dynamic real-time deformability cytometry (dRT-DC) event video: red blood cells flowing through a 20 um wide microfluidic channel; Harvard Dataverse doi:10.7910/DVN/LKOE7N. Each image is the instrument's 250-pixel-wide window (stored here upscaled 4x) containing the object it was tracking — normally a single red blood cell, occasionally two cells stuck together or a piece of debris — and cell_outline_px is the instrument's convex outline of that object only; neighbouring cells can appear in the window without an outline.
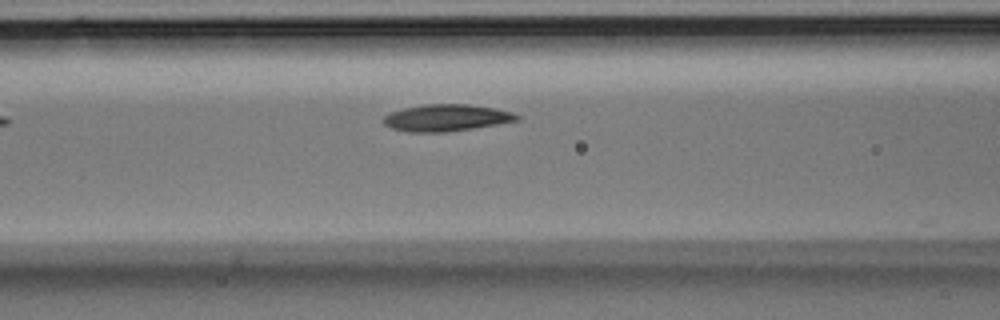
{"species": "Egyptian fruit bat (a non-hibernating species)", "species_latin": "Rousettus aegyptiacus", "temperature_condition": "room temperature", "stored_images_in_passage": 4, "camera_frame_rate_fps": 3000, "um_per_image_px": 0.085, "animal": {"sex": "male"}, "frame": {"image": 1, "passage_image": 4, "time_ms": 1.0, "image_size_px": [1000, 320], "cell_outline_px": [[520, 120], [472, 128], [444, 132], [408, 132], [392, 128], [384, 124], [384, 116], [392, 112], [404, 108], [424, 104], [468, 104], [496, 108], [512, 112], [520, 116]], "centroid_in_image_um": [37.96, 10.0], "position_along_channel_um": 128.6, "area_um2": 20.69}}